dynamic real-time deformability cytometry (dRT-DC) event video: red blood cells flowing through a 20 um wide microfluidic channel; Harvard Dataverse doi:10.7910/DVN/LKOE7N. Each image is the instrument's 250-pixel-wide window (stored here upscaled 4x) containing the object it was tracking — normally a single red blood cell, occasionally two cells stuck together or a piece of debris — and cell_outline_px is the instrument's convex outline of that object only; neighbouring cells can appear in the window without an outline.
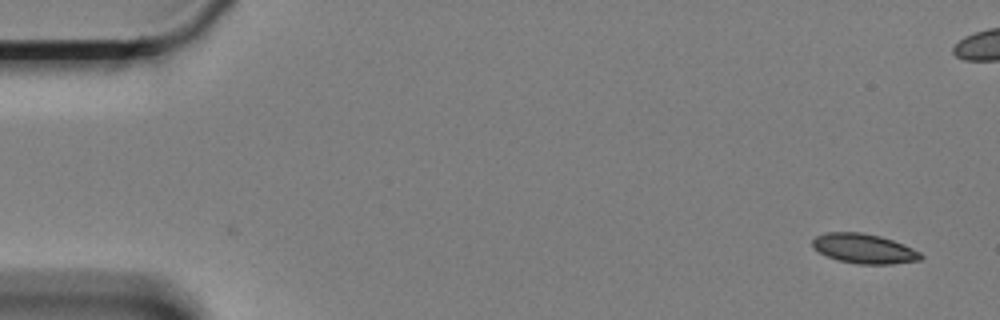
{"species": "Egyptian fruit bat (a non-hibernating species)", "species_latin": "Rousettus aegyptiacus", "temperature_condition": "cold", "stored_images_in_passage": 5, "camera_frame_rate_fps": 3000, "um_per_image_px": 0.085, "animal": {"sex": "female"}, "frame": {"image": 1, "passage_image": 5, "time_ms": 1.333, "image_size_px": [1000, 320], "cell_outline_px": [[924, 256], [920, 260], [892, 264], [860, 264], [840, 260], [828, 256], [812, 248], [812, 240], [816, 236], [828, 232], [860, 232], [880, 236], [904, 244], [920, 252]], "centroid_in_image_um": [73.45, 21.13], "position_along_channel_um": 11.5, "area_um2": 18.61}}